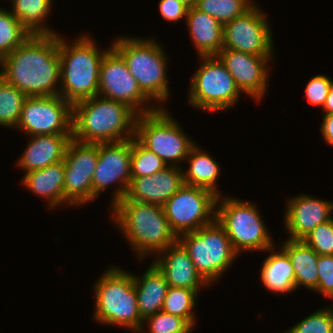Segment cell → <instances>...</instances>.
<instances>
[{
  "label": "cell",
  "mask_w": 333,
  "mask_h": 333,
  "mask_svg": "<svg viewBox=\"0 0 333 333\" xmlns=\"http://www.w3.org/2000/svg\"><path fill=\"white\" fill-rule=\"evenodd\" d=\"M287 331L289 333H333V305L316 310Z\"/></svg>",
  "instance_id": "e575fe53"
},
{
  "label": "cell",
  "mask_w": 333,
  "mask_h": 333,
  "mask_svg": "<svg viewBox=\"0 0 333 333\" xmlns=\"http://www.w3.org/2000/svg\"><path fill=\"white\" fill-rule=\"evenodd\" d=\"M201 64L192 74L188 104L202 111H227L242 94L232 75L217 56H199Z\"/></svg>",
  "instance_id": "30bf717a"
},
{
  "label": "cell",
  "mask_w": 333,
  "mask_h": 333,
  "mask_svg": "<svg viewBox=\"0 0 333 333\" xmlns=\"http://www.w3.org/2000/svg\"><path fill=\"white\" fill-rule=\"evenodd\" d=\"M317 265L318 285L314 292L333 299V255H319Z\"/></svg>",
  "instance_id": "74e56055"
},
{
  "label": "cell",
  "mask_w": 333,
  "mask_h": 333,
  "mask_svg": "<svg viewBox=\"0 0 333 333\" xmlns=\"http://www.w3.org/2000/svg\"><path fill=\"white\" fill-rule=\"evenodd\" d=\"M179 1L182 2L188 8L195 7L197 4V0H179Z\"/></svg>",
  "instance_id": "b9f144b4"
},
{
  "label": "cell",
  "mask_w": 333,
  "mask_h": 333,
  "mask_svg": "<svg viewBox=\"0 0 333 333\" xmlns=\"http://www.w3.org/2000/svg\"><path fill=\"white\" fill-rule=\"evenodd\" d=\"M216 56L232 75L240 92L259 104L270 86L268 67L273 56L252 55L228 48H222Z\"/></svg>",
  "instance_id": "e0dca14e"
},
{
  "label": "cell",
  "mask_w": 333,
  "mask_h": 333,
  "mask_svg": "<svg viewBox=\"0 0 333 333\" xmlns=\"http://www.w3.org/2000/svg\"><path fill=\"white\" fill-rule=\"evenodd\" d=\"M181 167L167 166L146 177H132L126 195L120 201H138L163 205L184 186Z\"/></svg>",
  "instance_id": "d6986e66"
},
{
  "label": "cell",
  "mask_w": 333,
  "mask_h": 333,
  "mask_svg": "<svg viewBox=\"0 0 333 333\" xmlns=\"http://www.w3.org/2000/svg\"><path fill=\"white\" fill-rule=\"evenodd\" d=\"M171 287L200 290L209 285L198 274L187 250L177 240L152 261Z\"/></svg>",
  "instance_id": "ffe728a7"
},
{
  "label": "cell",
  "mask_w": 333,
  "mask_h": 333,
  "mask_svg": "<svg viewBox=\"0 0 333 333\" xmlns=\"http://www.w3.org/2000/svg\"><path fill=\"white\" fill-rule=\"evenodd\" d=\"M255 4L244 15L224 24L223 48L252 55L274 56V36L267 15Z\"/></svg>",
  "instance_id": "9a60e30c"
},
{
  "label": "cell",
  "mask_w": 333,
  "mask_h": 333,
  "mask_svg": "<svg viewBox=\"0 0 333 333\" xmlns=\"http://www.w3.org/2000/svg\"><path fill=\"white\" fill-rule=\"evenodd\" d=\"M21 183L35 196L47 199L49 209L64 207V160L39 170L24 173Z\"/></svg>",
  "instance_id": "603a6c76"
},
{
  "label": "cell",
  "mask_w": 333,
  "mask_h": 333,
  "mask_svg": "<svg viewBox=\"0 0 333 333\" xmlns=\"http://www.w3.org/2000/svg\"><path fill=\"white\" fill-rule=\"evenodd\" d=\"M110 208L114 226L126 237L139 262L150 255L156 256L178 240L162 205L118 201Z\"/></svg>",
  "instance_id": "3957f363"
},
{
  "label": "cell",
  "mask_w": 333,
  "mask_h": 333,
  "mask_svg": "<svg viewBox=\"0 0 333 333\" xmlns=\"http://www.w3.org/2000/svg\"><path fill=\"white\" fill-rule=\"evenodd\" d=\"M145 323L148 327V333H191L194 329L186 319L162 310L143 320V327L139 333H144Z\"/></svg>",
  "instance_id": "836d02e7"
},
{
  "label": "cell",
  "mask_w": 333,
  "mask_h": 333,
  "mask_svg": "<svg viewBox=\"0 0 333 333\" xmlns=\"http://www.w3.org/2000/svg\"><path fill=\"white\" fill-rule=\"evenodd\" d=\"M158 9L164 20L180 22L186 18L188 7L179 0H160Z\"/></svg>",
  "instance_id": "f35d334b"
},
{
  "label": "cell",
  "mask_w": 333,
  "mask_h": 333,
  "mask_svg": "<svg viewBox=\"0 0 333 333\" xmlns=\"http://www.w3.org/2000/svg\"><path fill=\"white\" fill-rule=\"evenodd\" d=\"M154 38L121 36L114 39L112 47L123 57L141 91L158 108H165L164 102L171 95L167 78L169 60L164 46Z\"/></svg>",
  "instance_id": "5b68a950"
},
{
  "label": "cell",
  "mask_w": 333,
  "mask_h": 333,
  "mask_svg": "<svg viewBox=\"0 0 333 333\" xmlns=\"http://www.w3.org/2000/svg\"><path fill=\"white\" fill-rule=\"evenodd\" d=\"M278 248L266 250L269 254L262 262L260 281L270 292L284 295L296 291L295 274L290 258L280 247Z\"/></svg>",
  "instance_id": "d4e9b609"
},
{
  "label": "cell",
  "mask_w": 333,
  "mask_h": 333,
  "mask_svg": "<svg viewBox=\"0 0 333 333\" xmlns=\"http://www.w3.org/2000/svg\"><path fill=\"white\" fill-rule=\"evenodd\" d=\"M282 242L280 248L288 255L293 266L296 290L303 285L314 291L318 285L319 255L303 240L287 239Z\"/></svg>",
  "instance_id": "484cf974"
},
{
  "label": "cell",
  "mask_w": 333,
  "mask_h": 333,
  "mask_svg": "<svg viewBox=\"0 0 333 333\" xmlns=\"http://www.w3.org/2000/svg\"><path fill=\"white\" fill-rule=\"evenodd\" d=\"M54 0H10L11 13L33 35H55L45 23L50 15Z\"/></svg>",
  "instance_id": "83f0119b"
},
{
  "label": "cell",
  "mask_w": 333,
  "mask_h": 333,
  "mask_svg": "<svg viewBox=\"0 0 333 333\" xmlns=\"http://www.w3.org/2000/svg\"><path fill=\"white\" fill-rule=\"evenodd\" d=\"M321 109H323L322 112L324 114H333V84L329 90L325 104Z\"/></svg>",
  "instance_id": "60d3db41"
},
{
  "label": "cell",
  "mask_w": 333,
  "mask_h": 333,
  "mask_svg": "<svg viewBox=\"0 0 333 333\" xmlns=\"http://www.w3.org/2000/svg\"><path fill=\"white\" fill-rule=\"evenodd\" d=\"M0 77L27 96L59 95L58 34L29 36L0 60Z\"/></svg>",
  "instance_id": "6da1fadb"
},
{
  "label": "cell",
  "mask_w": 333,
  "mask_h": 333,
  "mask_svg": "<svg viewBox=\"0 0 333 333\" xmlns=\"http://www.w3.org/2000/svg\"><path fill=\"white\" fill-rule=\"evenodd\" d=\"M302 240L318 255H333V218L319 224Z\"/></svg>",
  "instance_id": "d590c367"
},
{
  "label": "cell",
  "mask_w": 333,
  "mask_h": 333,
  "mask_svg": "<svg viewBox=\"0 0 333 333\" xmlns=\"http://www.w3.org/2000/svg\"><path fill=\"white\" fill-rule=\"evenodd\" d=\"M138 115L135 138L159 156L167 166L180 167L190 150L197 144L183 131L181 125L166 110Z\"/></svg>",
  "instance_id": "9c48e42d"
},
{
  "label": "cell",
  "mask_w": 333,
  "mask_h": 333,
  "mask_svg": "<svg viewBox=\"0 0 333 333\" xmlns=\"http://www.w3.org/2000/svg\"><path fill=\"white\" fill-rule=\"evenodd\" d=\"M28 96L0 77V126L15 128Z\"/></svg>",
  "instance_id": "f546056e"
},
{
  "label": "cell",
  "mask_w": 333,
  "mask_h": 333,
  "mask_svg": "<svg viewBox=\"0 0 333 333\" xmlns=\"http://www.w3.org/2000/svg\"><path fill=\"white\" fill-rule=\"evenodd\" d=\"M68 41L58 33L60 56L59 95L72 105L98 95L99 70L106 50L97 47L90 34ZM100 50V51H99Z\"/></svg>",
  "instance_id": "277c9868"
},
{
  "label": "cell",
  "mask_w": 333,
  "mask_h": 333,
  "mask_svg": "<svg viewBox=\"0 0 333 333\" xmlns=\"http://www.w3.org/2000/svg\"><path fill=\"white\" fill-rule=\"evenodd\" d=\"M217 198L213 192L184 184L162 207L177 238L216 220Z\"/></svg>",
  "instance_id": "8fae6325"
},
{
  "label": "cell",
  "mask_w": 333,
  "mask_h": 333,
  "mask_svg": "<svg viewBox=\"0 0 333 333\" xmlns=\"http://www.w3.org/2000/svg\"><path fill=\"white\" fill-rule=\"evenodd\" d=\"M320 127L323 140L326 144L333 147V114H324Z\"/></svg>",
  "instance_id": "ab89813d"
},
{
  "label": "cell",
  "mask_w": 333,
  "mask_h": 333,
  "mask_svg": "<svg viewBox=\"0 0 333 333\" xmlns=\"http://www.w3.org/2000/svg\"><path fill=\"white\" fill-rule=\"evenodd\" d=\"M73 105L62 96H28L15 128L28 136L72 134Z\"/></svg>",
  "instance_id": "4fadbf2b"
},
{
  "label": "cell",
  "mask_w": 333,
  "mask_h": 333,
  "mask_svg": "<svg viewBox=\"0 0 333 333\" xmlns=\"http://www.w3.org/2000/svg\"><path fill=\"white\" fill-rule=\"evenodd\" d=\"M167 164L155 153L132 138L131 177H146L162 171Z\"/></svg>",
  "instance_id": "d6a6232c"
},
{
  "label": "cell",
  "mask_w": 333,
  "mask_h": 333,
  "mask_svg": "<svg viewBox=\"0 0 333 333\" xmlns=\"http://www.w3.org/2000/svg\"><path fill=\"white\" fill-rule=\"evenodd\" d=\"M133 274L138 309L142 320L160 312L168 290L163 273L152 262L141 275Z\"/></svg>",
  "instance_id": "cb8c5ba5"
},
{
  "label": "cell",
  "mask_w": 333,
  "mask_h": 333,
  "mask_svg": "<svg viewBox=\"0 0 333 333\" xmlns=\"http://www.w3.org/2000/svg\"><path fill=\"white\" fill-rule=\"evenodd\" d=\"M178 241L187 250L196 271L209 286L223 277L239 255L225 229L216 220L197 231L180 235Z\"/></svg>",
  "instance_id": "ba28073f"
},
{
  "label": "cell",
  "mask_w": 333,
  "mask_h": 333,
  "mask_svg": "<svg viewBox=\"0 0 333 333\" xmlns=\"http://www.w3.org/2000/svg\"><path fill=\"white\" fill-rule=\"evenodd\" d=\"M255 4L254 0H197L195 7L224 25L244 15Z\"/></svg>",
  "instance_id": "1f68e13d"
},
{
  "label": "cell",
  "mask_w": 333,
  "mask_h": 333,
  "mask_svg": "<svg viewBox=\"0 0 333 333\" xmlns=\"http://www.w3.org/2000/svg\"><path fill=\"white\" fill-rule=\"evenodd\" d=\"M98 95L123 102L139 115L158 109L141 91L123 57L113 47L105 53L101 61Z\"/></svg>",
  "instance_id": "7c38bea8"
},
{
  "label": "cell",
  "mask_w": 333,
  "mask_h": 333,
  "mask_svg": "<svg viewBox=\"0 0 333 333\" xmlns=\"http://www.w3.org/2000/svg\"><path fill=\"white\" fill-rule=\"evenodd\" d=\"M138 113L100 95L73 104L72 138L83 143L120 142L135 137Z\"/></svg>",
  "instance_id": "7a4b0ae2"
},
{
  "label": "cell",
  "mask_w": 333,
  "mask_h": 333,
  "mask_svg": "<svg viewBox=\"0 0 333 333\" xmlns=\"http://www.w3.org/2000/svg\"><path fill=\"white\" fill-rule=\"evenodd\" d=\"M184 21L198 56H216L223 48L224 25L218 20L192 7Z\"/></svg>",
  "instance_id": "7402d4cb"
},
{
  "label": "cell",
  "mask_w": 333,
  "mask_h": 333,
  "mask_svg": "<svg viewBox=\"0 0 333 333\" xmlns=\"http://www.w3.org/2000/svg\"><path fill=\"white\" fill-rule=\"evenodd\" d=\"M31 35L10 10L0 7V60Z\"/></svg>",
  "instance_id": "4dcf8cb0"
},
{
  "label": "cell",
  "mask_w": 333,
  "mask_h": 333,
  "mask_svg": "<svg viewBox=\"0 0 333 333\" xmlns=\"http://www.w3.org/2000/svg\"><path fill=\"white\" fill-rule=\"evenodd\" d=\"M97 161L98 143L70 140L64 158V205L79 207L92 201V178Z\"/></svg>",
  "instance_id": "2e32d148"
},
{
  "label": "cell",
  "mask_w": 333,
  "mask_h": 333,
  "mask_svg": "<svg viewBox=\"0 0 333 333\" xmlns=\"http://www.w3.org/2000/svg\"><path fill=\"white\" fill-rule=\"evenodd\" d=\"M231 197L217 198L216 221L225 229L234 250L241 255L244 251L265 253L275 247L256 204Z\"/></svg>",
  "instance_id": "52a82bcc"
},
{
  "label": "cell",
  "mask_w": 333,
  "mask_h": 333,
  "mask_svg": "<svg viewBox=\"0 0 333 333\" xmlns=\"http://www.w3.org/2000/svg\"><path fill=\"white\" fill-rule=\"evenodd\" d=\"M185 161L189 163L187 170L182 169L186 185L201 187L213 192L218 197L221 196L222 193L216 186V182L221 176V166L215 158L196 144L190 150Z\"/></svg>",
  "instance_id": "4316f807"
},
{
  "label": "cell",
  "mask_w": 333,
  "mask_h": 333,
  "mask_svg": "<svg viewBox=\"0 0 333 333\" xmlns=\"http://www.w3.org/2000/svg\"><path fill=\"white\" fill-rule=\"evenodd\" d=\"M333 80L325 74L312 77L305 87V96L311 105L322 107L325 104Z\"/></svg>",
  "instance_id": "8d00e7d4"
},
{
  "label": "cell",
  "mask_w": 333,
  "mask_h": 333,
  "mask_svg": "<svg viewBox=\"0 0 333 333\" xmlns=\"http://www.w3.org/2000/svg\"><path fill=\"white\" fill-rule=\"evenodd\" d=\"M29 142L16 162L25 173L63 161L72 134L29 136Z\"/></svg>",
  "instance_id": "44dd1931"
},
{
  "label": "cell",
  "mask_w": 333,
  "mask_h": 333,
  "mask_svg": "<svg viewBox=\"0 0 333 333\" xmlns=\"http://www.w3.org/2000/svg\"><path fill=\"white\" fill-rule=\"evenodd\" d=\"M283 216L287 239L302 240L319 224L331 220L333 201L319 199L308 194L289 197Z\"/></svg>",
  "instance_id": "ac0fdd59"
},
{
  "label": "cell",
  "mask_w": 333,
  "mask_h": 333,
  "mask_svg": "<svg viewBox=\"0 0 333 333\" xmlns=\"http://www.w3.org/2000/svg\"><path fill=\"white\" fill-rule=\"evenodd\" d=\"M95 283L94 321L103 325L122 326L139 333L143 327L133 274L110 266Z\"/></svg>",
  "instance_id": "8992f818"
},
{
  "label": "cell",
  "mask_w": 333,
  "mask_h": 333,
  "mask_svg": "<svg viewBox=\"0 0 333 333\" xmlns=\"http://www.w3.org/2000/svg\"><path fill=\"white\" fill-rule=\"evenodd\" d=\"M200 290L181 287H168L162 311L186 319L193 327L196 325V315L193 313L197 305V295Z\"/></svg>",
  "instance_id": "f1b7e54d"
},
{
  "label": "cell",
  "mask_w": 333,
  "mask_h": 333,
  "mask_svg": "<svg viewBox=\"0 0 333 333\" xmlns=\"http://www.w3.org/2000/svg\"><path fill=\"white\" fill-rule=\"evenodd\" d=\"M132 139L98 143V161L92 178V201L114 185L111 206L123 199L131 180ZM117 184V185H116Z\"/></svg>",
  "instance_id": "5bb4252c"
}]
</instances>
